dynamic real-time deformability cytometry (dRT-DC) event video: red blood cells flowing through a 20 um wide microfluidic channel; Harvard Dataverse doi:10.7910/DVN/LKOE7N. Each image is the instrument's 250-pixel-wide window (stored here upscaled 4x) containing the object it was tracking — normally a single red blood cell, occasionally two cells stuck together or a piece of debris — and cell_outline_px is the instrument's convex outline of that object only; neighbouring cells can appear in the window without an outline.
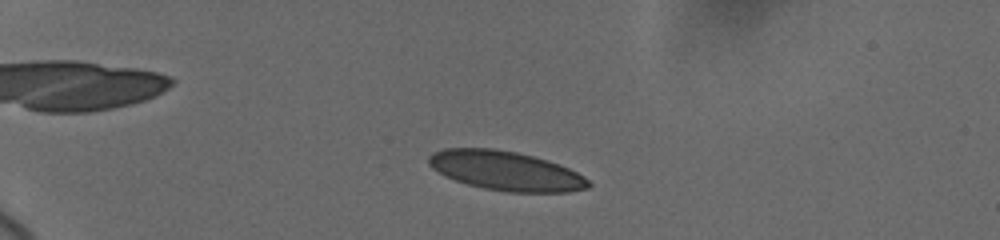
{"species": "human", "species_latin": "Homo sapiens", "temperature_condition": "cold", "stored_images_in_passage": 13, "camera_frame_rate_fps": 3000, "um_per_image_px": 0.085, "donor": {"sex": "female"}, "frame": {"image": 1, "passage_image": 5, "time_ms": 2.0, "image_size_px": [1000, 240], "cell_outline_px": [[592, 184], [588, 188], [568, 192], [508, 192], [484, 188], [468, 184], [444, 176], [432, 168], [428, 164], [428, 156], [432, 152], [444, 148], [492, 148], [516, 152], [548, 160], [568, 168], [584, 176]], "centroid_in_image_um": [42.97, 14.51], "position_along_channel_um": 42.0, "area_um2": 36.59}}
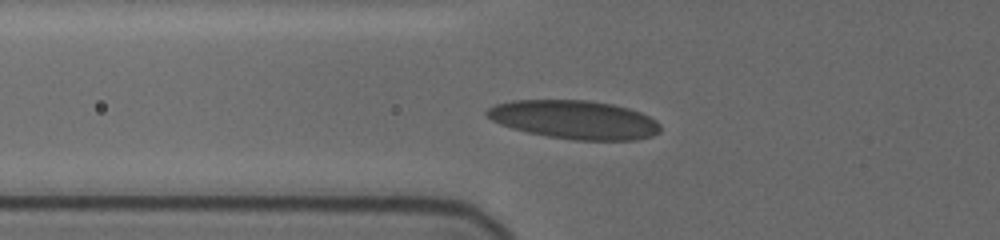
{"frame": {"image": 2, "passage_image": 10, "time_ms": 4.667, "image_size_px": [1000, 240], "cell_outline_px": [[660, 132], [652, 136], [636, 140], [576, 140], [548, 136], [528, 132], [512, 128], [500, 124], [492, 120], [484, 112], [488, 108], [496, 104], [512, 100], [588, 100], [612, 104], [628, 108], [640, 112], [656, 120], [660, 124]], "centroid_in_image_um": [48.84, 10.17], "position_along_channel_um": 77.0, "area_um2": 38.96}}
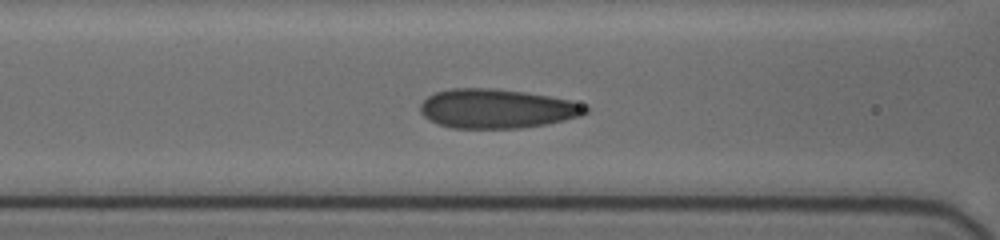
{"frame": {"image": 3, "passage_image": 12, "time_ms": 6.0, "image_size_px": [1000, 240], "cell_outline_px": [[588, 112], [580, 116], [564, 120], [544, 124], [520, 128], [452, 128], [436, 124], [428, 120], [420, 112], [420, 104], [428, 96], [436, 92], [452, 88], [492, 88], [524, 92], [548, 96], [568, 100], [580, 104], [588, 108]], "centroid_in_image_um": [42.17, 9.24], "position_along_channel_um": 124.4, "area_um2": 37.63}}